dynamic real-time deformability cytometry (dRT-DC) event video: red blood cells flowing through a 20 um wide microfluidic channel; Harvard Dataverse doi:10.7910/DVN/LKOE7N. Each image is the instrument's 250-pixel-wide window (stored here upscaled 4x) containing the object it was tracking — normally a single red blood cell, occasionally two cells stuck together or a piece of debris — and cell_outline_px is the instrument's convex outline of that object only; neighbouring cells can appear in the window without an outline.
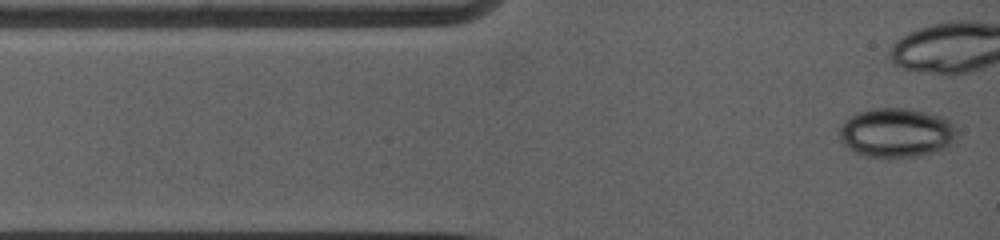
{"species": "common noctule bat (a hibernating species)", "species_latin": "Nyctalus noctula", "temperature_condition": "warm", "stored_images_in_passage": 26, "camera_frame_rate_fps": 5000, "um_per_image_px": 0.085, "animal": {"sex": "female", "body_mass_g": 19.0, "forearm_length_mm": 53.3}, "frame": {"image": 1, "passage_image": 1, "time_ms": 0.0, "image_size_px": [1000, 240], "cell_outline_px": [[960, 136], [948, 148], [940, 152], [920, 156], [864, 156], [848, 148], [840, 140], [840, 128], [856, 112], [868, 108], [912, 108], [924, 112], [944, 120]], "centroid_in_image_um": [76.2, 11.29], "position_along_channel_um": 8.8, "area_um2": 33.41}, "authors_computed_cell_mechanics": {"area_um2": 27.9463, "velocity_mm_per_s": 3.8555, "shape_relaxation_time_tau1_ms": 4.6607, "shape_relaxation_time_tau2_ms": null, "deformation_change_tau1": 0.0642, "deformation_change_tau2": null}}